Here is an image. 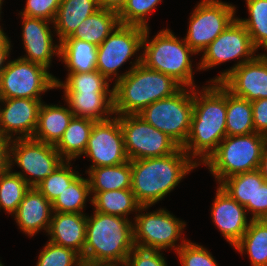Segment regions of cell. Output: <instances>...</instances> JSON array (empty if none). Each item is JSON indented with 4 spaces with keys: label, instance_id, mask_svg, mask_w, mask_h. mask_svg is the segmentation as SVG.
<instances>
[{
    "label": "cell",
    "instance_id": "obj_3",
    "mask_svg": "<svg viewBox=\"0 0 267 266\" xmlns=\"http://www.w3.org/2000/svg\"><path fill=\"white\" fill-rule=\"evenodd\" d=\"M134 247L132 221L96 211L90 217L87 215L86 241L81 258L124 266Z\"/></svg>",
    "mask_w": 267,
    "mask_h": 266
},
{
    "label": "cell",
    "instance_id": "obj_8",
    "mask_svg": "<svg viewBox=\"0 0 267 266\" xmlns=\"http://www.w3.org/2000/svg\"><path fill=\"white\" fill-rule=\"evenodd\" d=\"M258 51L244 25L235 18L227 28L203 51L197 71L208 70L233 59H239L230 69L224 70L210 82H221L232 70L253 60Z\"/></svg>",
    "mask_w": 267,
    "mask_h": 266
},
{
    "label": "cell",
    "instance_id": "obj_25",
    "mask_svg": "<svg viewBox=\"0 0 267 266\" xmlns=\"http://www.w3.org/2000/svg\"><path fill=\"white\" fill-rule=\"evenodd\" d=\"M59 61L64 62L68 73L97 70V46L84 40L64 39L60 42Z\"/></svg>",
    "mask_w": 267,
    "mask_h": 266
},
{
    "label": "cell",
    "instance_id": "obj_36",
    "mask_svg": "<svg viewBox=\"0 0 267 266\" xmlns=\"http://www.w3.org/2000/svg\"><path fill=\"white\" fill-rule=\"evenodd\" d=\"M67 75L64 82L55 78L56 89L63 88L64 92H113L109 81L97 70Z\"/></svg>",
    "mask_w": 267,
    "mask_h": 266
},
{
    "label": "cell",
    "instance_id": "obj_13",
    "mask_svg": "<svg viewBox=\"0 0 267 266\" xmlns=\"http://www.w3.org/2000/svg\"><path fill=\"white\" fill-rule=\"evenodd\" d=\"M64 161L54 145L33 138L10 140V169L17 165L22 172L14 173L30 187H36Z\"/></svg>",
    "mask_w": 267,
    "mask_h": 266
},
{
    "label": "cell",
    "instance_id": "obj_21",
    "mask_svg": "<svg viewBox=\"0 0 267 266\" xmlns=\"http://www.w3.org/2000/svg\"><path fill=\"white\" fill-rule=\"evenodd\" d=\"M87 215L80 213L53 212L48 230V241L70 248L80 256L86 241Z\"/></svg>",
    "mask_w": 267,
    "mask_h": 266
},
{
    "label": "cell",
    "instance_id": "obj_38",
    "mask_svg": "<svg viewBox=\"0 0 267 266\" xmlns=\"http://www.w3.org/2000/svg\"><path fill=\"white\" fill-rule=\"evenodd\" d=\"M161 0H127L118 13L120 24L150 28L148 25L149 14L156 9ZM148 18V19H147Z\"/></svg>",
    "mask_w": 267,
    "mask_h": 266
},
{
    "label": "cell",
    "instance_id": "obj_31",
    "mask_svg": "<svg viewBox=\"0 0 267 266\" xmlns=\"http://www.w3.org/2000/svg\"><path fill=\"white\" fill-rule=\"evenodd\" d=\"M94 211L119 217H125L132 212H138L141 206L131 189H119L98 192L89 200Z\"/></svg>",
    "mask_w": 267,
    "mask_h": 266
},
{
    "label": "cell",
    "instance_id": "obj_5",
    "mask_svg": "<svg viewBox=\"0 0 267 266\" xmlns=\"http://www.w3.org/2000/svg\"><path fill=\"white\" fill-rule=\"evenodd\" d=\"M149 28L142 41L141 63L152 70L171 76L182 87L195 88L191 56L196 54L185 39L177 38L168 28L151 40Z\"/></svg>",
    "mask_w": 267,
    "mask_h": 266
},
{
    "label": "cell",
    "instance_id": "obj_45",
    "mask_svg": "<svg viewBox=\"0 0 267 266\" xmlns=\"http://www.w3.org/2000/svg\"><path fill=\"white\" fill-rule=\"evenodd\" d=\"M10 169V140L0 136V175Z\"/></svg>",
    "mask_w": 267,
    "mask_h": 266
},
{
    "label": "cell",
    "instance_id": "obj_42",
    "mask_svg": "<svg viewBox=\"0 0 267 266\" xmlns=\"http://www.w3.org/2000/svg\"><path fill=\"white\" fill-rule=\"evenodd\" d=\"M160 250L135 246L127 256L124 266H168Z\"/></svg>",
    "mask_w": 267,
    "mask_h": 266
},
{
    "label": "cell",
    "instance_id": "obj_9",
    "mask_svg": "<svg viewBox=\"0 0 267 266\" xmlns=\"http://www.w3.org/2000/svg\"><path fill=\"white\" fill-rule=\"evenodd\" d=\"M150 207L152 206H140L138 214H135L133 222L135 246L160 251L171 248L177 251L188 241L181 237L186 227L185 221L179 220L165 208L143 212ZM178 239L182 242L177 245Z\"/></svg>",
    "mask_w": 267,
    "mask_h": 266
},
{
    "label": "cell",
    "instance_id": "obj_29",
    "mask_svg": "<svg viewBox=\"0 0 267 266\" xmlns=\"http://www.w3.org/2000/svg\"><path fill=\"white\" fill-rule=\"evenodd\" d=\"M92 198L110 190L131 189V161L116 166L91 168L88 172Z\"/></svg>",
    "mask_w": 267,
    "mask_h": 266
},
{
    "label": "cell",
    "instance_id": "obj_12",
    "mask_svg": "<svg viewBox=\"0 0 267 266\" xmlns=\"http://www.w3.org/2000/svg\"><path fill=\"white\" fill-rule=\"evenodd\" d=\"M55 78L40 64L19 57L9 60L0 74V99H42L44 92L56 89Z\"/></svg>",
    "mask_w": 267,
    "mask_h": 266
},
{
    "label": "cell",
    "instance_id": "obj_1",
    "mask_svg": "<svg viewBox=\"0 0 267 266\" xmlns=\"http://www.w3.org/2000/svg\"><path fill=\"white\" fill-rule=\"evenodd\" d=\"M196 88H193L190 131L181 148L199 166L227 136L226 88L220 82H210L207 86H202L200 91Z\"/></svg>",
    "mask_w": 267,
    "mask_h": 266
},
{
    "label": "cell",
    "instance_id": "obj_24",
    "mask_svg": "<svg viewBox=\"0 0 267 266\" xmlns=\"http://www.w3.org/2000/svg\"><path fill=\"white\" fill-rule=\"evenodd\" d=\"M98 0H61L52 25L58 36V43L70 37L78 25L100 10Z\"/></svg>",
    "mask_w": 267,
    "mask_h": 266
},
{
    "label": "cell",
    "instance_id": "obj_30",
    "mask_svg": "<svg viewBox=\"0 0 267 266\" xmlns=\"http://www.w3.org/2000/svg\"><path fill=\"white\" fill-rule=\"evenodd\" d=\"M233 248L242 255L248 254L251 266H267V221L251 219L245 234Z\"/></svg>",
    "mask_w": 267,
    "mask_h": 266
},
{
    "label": "cell",
    "instance_id": "obj_10",
    "mask_svg": "<svg viewBox=\"0 0 267 266\" xmlns=\"http://www.w3.org/2000/svg\"><path fill=\"white\" fill-rule=\"evenodd\" d=\"M145 28L133 25L119 24L111 34L97 46V71L109 82L112 77L115 83L122 79L135 66L141 64V54L131 67L123 74H119V68L132 56L142 49V41ZM114 75V76H113ZM111 78V79H110Z\"/></svg>",
    "mask_w": 267,
    "mask_h": 266
},
{
    "label": "cell",
    "instance_id": "obj_49",
    "mask_svg": "<svg viewBox=\"0 0 267 266\" xmlns=\"http://www.w3.org/2000/svg\"><path fill=\"white\" fill-rule=\"evenodd\" d=\"M76 266H113V265L109 263L95 262L81 258L76 264Z\"/></svg>",
    "mask_w": 267,
    "mask_h": 266
},
{
    "label": "cell",
    "instance_id": "obj_6",
    "mask_svg": "<svg viewBox=\"0 0 267 266\" xmlns=\"http://www.w3.org/2000/svg\"><path fill=\"white\" fill-rule=\"evenodd\" d=\"M266 148V136L253 132L226 136L203 163L220 184L224 179L258 169Z\"/></svg>",
    "mask_w": 267,
    "mask_h": 266
},
{
    "label": "cell",
    "instance_id": "obj_7",
    "mask_svg": "<svg viewBox=\"0 0 267 266\" xmlns=\"http://www.w3.org/2000/svg\"><path fill=\"white\" fill-rule=\"evenodd\" d=\"M138 115L182 147L193 115V88L182 87L172 97L153 102Z\"/></svg>",
    "mask_w": 267,
    "mask_h": 266
},
{
    "label": "cell",
    "instance_id": "obj_2",
    "mask_svg": "<svg viewBox=\"0 0 267 266\" xmlns=\"http://www.w3.org/2000/svg\"><path fill=\"white\" fill-rule=\"evenodd\" d=\"M196 167L198 164L181 147L170 155L133 160L131 190L141 206H152Z\"/></svg>",
    "mask_w": 267,
    "mask_h": 266
},
{
    "label": "cell",
    "instance_id": "obj_27",
    "mask_svg": "<svg viewBox=\"0 0 267 266\" xmlns=\"http://www.w3.org/2000/svg\"><path fill=\"white\" fill-rule=\"evenodd\" d=\"M95 121L73 116L55 149L66 161H75L84 154Z\"/></svg>",
    "mask_w": 267,
    "mask_h": 266
},
{
    "label": "cell",
    "instance_id": "obj_37",
    "mask_svg": "<svg viewBox=\"0 0 267 266\" xmlns=\"http://www.w3.org/2000/svg\"><path fill=\"white\" fill-rule=\"evenodd\" d=\"M70 166L71 161L65 160L36 186L51 203L80 175Z\"/></svg>",
    "mask_w": 267,
    "mask_h": 266
},
{
    "label": "cell",
    "instance_id": "obj_23",
    "mask_svg": "<svg viewBox=\"0 0 267 266\" xmlns=\"http://www.w3.org/2000/svg\"><path fill=\"white\" fill-rule=\"evenodd\" d=\"M42 102L38 122L33 139L46 144L56 145L61 139L63 133L68 127L74 114L67 107L57 105H48Z\"/></svg>",
    "mask_w": 267,
    "mask_h": 266
},
{
    "label": "cell",
    "instance_id": "obj_41",
    "mask_svg": "<svg viewBox=\"0 0 267 266\" xmlns=\"http://www.w3.org/2000/svg\"><path fill=\"white\" fill-rule=\"evenodd\" d=\"M61 0H26V6L18 14L55 21Z\"/></svg>",
    "mask_w": 267,
    "mask_h": 266
},
{
    "label": "cell",
    "instance_id": "obj_43",
    "mask_svg": "<svg viewBox=\"0 0 267 266\" xmlns=\"http://www.w3.org/2000/svg\"><path fill=\"white\" fill-rule=\"evenodd\" d=\"M255 132L267 136V98L251 102Z\"/></svg>",
    "mask_w": 267,
    "mask_h": 266
},
{
    "label": "cell",
    "instance_id": "obj_20",
    "mask_svg": "<svg viewBox=\"0 0 267 266\" xmlns=\"http://www.w3.org/2000/svg\"><path fill=\"white\" fill-rule=\"evenodd\" d=\"M52 214V203L36 187H30L12 216L19 229L32 237L41 230L48 232Z\"/></svg>",
    "mask_w": 267,
    "mask_h": 266
},
{
    "label": "cell",
    "instance_id": "obj_32",
    "mask_svg": "<svg viewBox=\"0 0 267 266\" xmlns=\"http://www.w3.org/2000/svg\"><path fill=\"white\" fill-rule=\"evenodd\" d=\"M255 132L251 102L234 96L226 89V134L246 135Z\"/></svg>",
    "mask_w": 267,
    "mask_h": 266
},
{
    "label": "cell",
    "instance_id": "obj_28",
    "mask_svg": "<svg viewBox=\"0 0 267 266\" xmlns=\"http://www.w3.org/2000/svg\"><path fill=\"white\" fill-rule=\"evenodd\" d=\"M120 24L118 12L100 9L82 21L65 39H79L99 46Z\"/></svg>",
    "mask_w": 267,
    "mask_h": 266
},
{
    "label": "cell",
    "instance_id": "obj_48",
    "mask_svg": "<svg viewBox=\"0 0 267 266\" xmlns=\"http://www.w3.org/2000/svg\"><path fill=\"white\" fill-rule=\"evenodd\" d=\"M0 26V51H11V41Z\"/></svg>",
    "mask_w": 267,
    "mask_h": 266
},
{
    "label": "cell",
    "instance_id": "obj_22",
    "mask_svg": "<svg viewBox=\"0 0 267 266\" xmlns=\"http://www.w3.org/2000/svg\"><path fill=\"white\" fill-rule=\"evenodd\" d=\"M63 96L74 116L99 122L115 115L113 92H64Z\"/></svg>",
    "mask_w": 267,
    "mask_h": 266
},
{
    "label": "cell",
    "instance_id": "obj_34",
    "mask_svg": "<svg viewBox=\"0 0 267 266\" xmlns=\"http://www.w3.org/2000/svg\"><path fill=\"white\" fill-rule=\"evenodd\" d=\"M246 5L249 17L236 18L248 31L254 47L267 52V0H251Z\"/></svg>",
    "mask_w": 267,
    "mask_h": 266
},
{
    "label": "cell",
    "instance_id": "obj_19",
    "mask_svg": "<svg viewBox=\"0 0 267 266\" xmlns=\"http://www.w3.org/2000/svg\"><path fill=\"white\" fill-rule=\"evenodd\" d=\"M211 208V218L231 246H235L248 229L245 206L231 198L219 185Z\"/></svg>",
    "mask_w": 267,
    "mask_h": 266
},
{
    "label": "cell",
    "instance_id": "obj_44",
    "mask_svg": "<svg viewBox=\"0 0 267 266\" xmlns=\"http://www.w3.org/2000/svg\"><path fill=\"white\" fill-rule=\"evenodd\" d=\"M267 218V182L257 188L255 194V219Z\"/></svg>",
    "mask_w": 267,
    "mask_h": 266
},
{
    "label": "cell",
    "instance_id": "obj_40",
    "mask_svg": "<svg viewBox=\"0 0 267 266\" xmlns=\"http://www.w3.org/2000/svg\"><path fill=\"white\" fill-rule=\"evenodd\" d=\"M176 253L182 266H218L208 249L191 240L185 242Z\"/></svg>",
    "mask_w": 267,
    "mask_h": 266
},
{
    "label": "cell",
    "instance_id": "obj_11",
    "mask_svg": "<svg viewBox=\"0 0 267 266\" xmlns=\"http://www.w3.org/2000/svg\"><path fill=\"white\" fill-rule=\"evenodd\" d=\"M115 116L120 121L125 152L130 161L170 155L180 148L173 139L138 114Z\"/></svg>",
    "mask_w": 267,
    "mask_h": 266
},
{
    "label": "cell",
    "instance_id": "obj_16",
    "mask_svg": "<svg viewBox=\"0 0 267 266\" xmlns=\"http://www.w3.org/2000/svg\"><path fill=\"white\" fill-rule=\"evenodd\" d=\"M0 104L3 106L0 105V136L9 140L32 138L37 127L42 100L0 99Z\"/></svg>",
    "mask_w": 267,
    "mask_h": 266
},
{
    "label": "cell",
    "instance_id": "obj_4",
    "mask_svg": "<svg viewBox=\"0 0 267 266\" xmlns=\"http://www.w3.org/2000/svg\"><path fill=\"white\" fill-rule=\"evenodd\" d=\"M182 86L171 76L142 63L113 85L115 115L139 114L155 101L172 97Z\"/></svg>",
    "mask_w": 267,
    "mask_h": 266
},
{
    "label": "cell",
    "instance_id": "obj_51",
    "mask_svg": "<svg viewBox=\"0 0 267 266\" xmlns=\"http://www.w3.org/2000/svg\"><path fill=\"white\" fill-rule=\"evenodd\" d=\"M3 2H4L3 0H0V17H1V13H2L1 12V10H2V7L1 6H2ZM0 20H1V18H0Z\"/></svg>",
    "mask_w": 267,
    "mask_h": 266
},
{
    "label": "cell",
    "instance_id": "obj_18",
    "mask_svg": "<svg viewBox=\"0 0 267 266\" xmlns=\"http://www.w3.org/2000/svg\"><path fill=\"white\" fill-rule=\"evenodd\" d=\"M21 20L22 43L27 54L19 58L49 69L53 55L60 57V43L56 45L53 43L52 32L55 31L49 27L53 22L25 15H21Z\"/></svg>",
    "mask_w": 267,
    "mask_h": 266
},
{
    "label": "cell",
    "instance_id": "obj_15",
    "mask_svg": "<svg viewBox=\"0 0 267 266\" xmlns=\"http://www.w3.org/2000/svg\"><path fill=\"white\" fill-rule=\"evenodd\" d=\"M92 161L91 168L116 166L129 161L124 147V137L119 119L95 122L84 152Z\"/></svg>",
    "mask_w": 267,
    "mask_h": 266
},
{
    "label": "cell",
    "instance_id": "obj_50",
    "mask_svg": "<svg viewBox=\"0 0 267 266\" xmlns=\"http://www.w3.org/2000/svg\"><path fill=\"white\" fill-rule=\"evenodd\" d=\"M11 51H0V74L6 68ZM6 62V63H5Z\"/></svg>",
    "mask_w": 267,
    "mask_h": 266
},
{
    "label": "cell",
    "instance_id": "obj_17",
    "mask_svg": "<svg viewBox=\"0 0 267 266\" xmlns=\"http://www.w3.org/2000/svg\"><path fill=\"white\" fill-rule=\"evenodd\" d=\"M220 83L234 96L250 102L267 98V53L235 68Z\"/></svg>",
    "mask_w": 267,
    "mask_h": 266
},
{
    "label": "cell",
    "instance_id": "obj_26",
    "mask_svg": "<svg viewBox=\"0 0 267 266\" xmlns=\"http://www.w3.org/2000/svg\"><path fill=\"white\" fill-rule=\"evenodd\" d=\"M265 182L258 170L230 176L218 184L231 198L245 206L246 212L255 219V194Z\"/></svg>",
    "mask_w": 267,
    "mask_h": 266
},
{
    "label": "cell",
    "instance_id": "obj_33",
    "mask_svg": "<svg viewBox=\"0 0 267 266\" xmlns=\"http://www.w3.org/2000/svg\"><path fill=\"white\" fill-rule=\"evenodd\" d=\"M88 178L79 175L65 190L53 201V212L83 213L87 198H91Z\"/></svg>",
    "mask_w": 267,
    "mask_h": 266
},
{
    "label": "cell",
    "instance_id": "obj_14",
    "mask_svg": "<svg viewBox=\"0 0 267 266\" xmlns=\"http://www.w3.org/2000/svg\"><path fill=\"white\" fill-rule=\"evenodd\" d=\"M236 6L221 0H201L191 13L184 39L198 55L236 18Z\"/></svg>",
    "mask_w": 267,
    "mask_h": 266
},
{
    "label": "cell",
    "instance_id": "obj_39",
    "mask_svg": "<svg viewBox=\"0 0 267 266\" xmlns=\"http://www.w3.org/2000/svg\"><path fill=\"white\" fill-rule=\"evenodd\" d=\"M81 256L70 248L47 241L41 250L36 266H76Z\"/></svg>",
    "mask_w": 267,
    "mask_h": 266
},
{
    "label": "cell",
    "instance_id": "obj_46",
    "mask_svg": "<svg viewBox=\"0 0 267 266\" xmlns=\"http://www.w3.org/2000/svg\"><path fill=\"white\" fill-rule=\"evenodd\" d=\"M127 0H98L101 9L112 10L120 12L126 4Z\"/></svg>",
    "mask_w": 267,
    "mask_h": 266
},
{
    "label": "cell",
    "instance_id": "obj_35",
    "mask_svg": "<svg viewBox=\"0 0 267 266\" xmlns=\"http://www.w3.org/2000/svg\"><path fill=\"white\" fill-rule=\"evenodd\" d=\"M29 189L28 183L12 169L0 175V210L14 214Z\"/></svg>",
    "mask_w": 267,
    "mask_h": 266
},
{
    "label": "cell",
    "instance_id": "obj_47",
    "mask_svg": "<svg viewBox=\"0 0 267 266\" xmlns=\"http://www.w3.org/2000/svg\"><path fill=\"white\" fill-rule=\"evenodd\" d=\"M257 170L261 173L265 182H267V147L263 150Z\"/></svg>",
    "mask_w": 267,
    "mask_h": 266
}]
</instances>
